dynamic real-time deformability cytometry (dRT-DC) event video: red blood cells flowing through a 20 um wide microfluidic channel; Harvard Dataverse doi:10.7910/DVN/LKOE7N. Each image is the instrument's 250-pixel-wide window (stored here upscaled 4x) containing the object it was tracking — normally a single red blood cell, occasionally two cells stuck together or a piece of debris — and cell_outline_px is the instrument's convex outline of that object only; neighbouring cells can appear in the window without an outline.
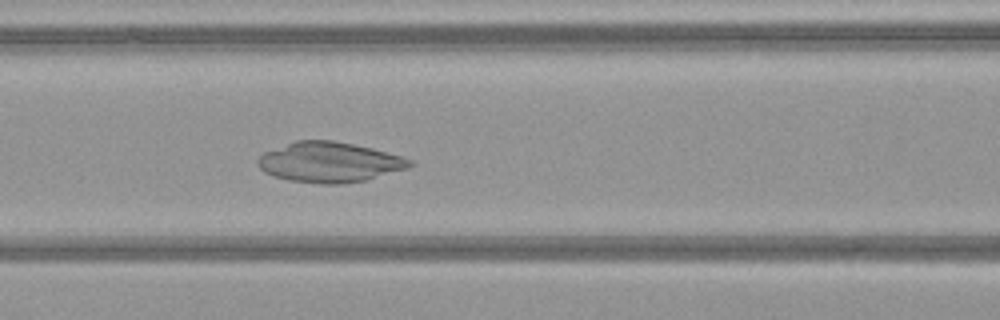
{"species": "common noctule bat (a hibernating species)", "species_latin": "Nyctalus noctula", "temperature_condition": "warm", "stored_images_in_passage": 52, "camera_frame_rate_fps": 3000, "um_per_image_px": 0.085, "animal": {"sex": "female", "body_mass_g": 21.9}, "frame": {"image": 1, "passage_image": 22, "time_ms": 7.0, "image_size_px": [1000, 320], "cell_outline_px": [[416, 164], [408, 168], [364, 180], [340, 184], [320, 184], [288, 180], [272, 176], [264, 172], [256, 164], [256, 160], [264, 152], [296, 140], [332, 140], [372, 148], [404, 156], [412, 160]], "centroid_in_image_um": [28.0, 13.79], "position_along_channel_um": 138.6, "area_um2": 35.72}}
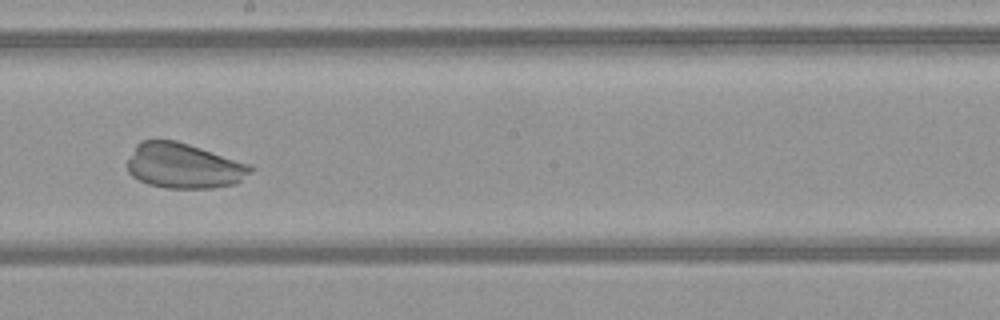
{"frame": {"image": 2, "passage_image": 29, "time_ms": 9.333, "image_size_px": [1000, 320], "cell_outline_px": [[256, 168], [252, 172], [236, 184], [212, 188], [164, 188], [148, 184], [132, 176], [128, 172], [128, 160], [136, 144], [140, 140], [176, 140], [252, 164]], "centroid_in_image_um": [15.66, 14.09], "position_along_channel_um": 232.5, "area_um2": 32.71}}
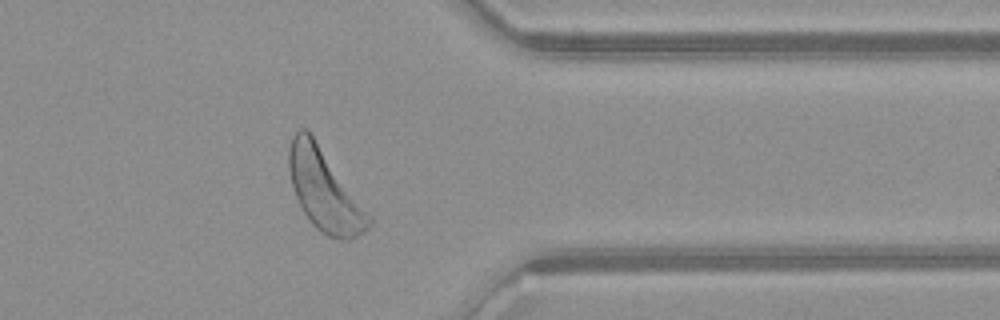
{"frame": {"image": 3, "passage_image": 41, "time_ms": 13.333, "image_size_px": [1000, 320], "cell_outline_px": [[372, 224], [364, 232], [352, 240], [340, 240], [328, 236], [320, 232], [308, 220], [296, 196], [292, 184], [288, 168], [288, 148], [292, 136], [300, 128], [304, 128], [312, 136], [372, 216]], "centroid_in_image_um": [27.59, 16.22], "position_along_channel_um": 383.8, "area_um2": 37.45}}